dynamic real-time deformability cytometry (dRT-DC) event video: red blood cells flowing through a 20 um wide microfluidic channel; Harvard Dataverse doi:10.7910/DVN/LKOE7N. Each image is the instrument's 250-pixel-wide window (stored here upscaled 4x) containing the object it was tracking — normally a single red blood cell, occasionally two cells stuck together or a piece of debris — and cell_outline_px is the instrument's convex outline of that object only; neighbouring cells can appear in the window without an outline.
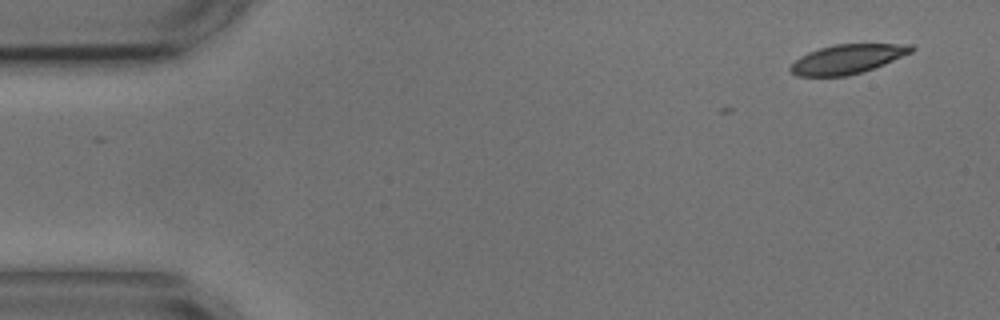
{"species": "common noctule bat (a hibernating species)", "species_latin": "Nyctalus noctula", "temperature_condition": "cold", "stored_images_in_passage": 2, "camera_frame_rate_fps": 3000, "um_per_image_px": 0.085, "animal": {"sex": "male", "body_mass_g": 17.9, "forearm_length_mm": 54.2}, "frame": {"image": 1, "passage_image": 2, "time_ms": 1.0, "image_size_px": [1000, 320], "cell_outline_px": [[916, 48], [912, 52], [884, 64], [860, 72], [844, 76], [796, 76], [788, 68], [800, 56], [808, 52], [820, 48], [836, 44], [912, 44]], "centroid_in_image_um": [72.03, 5.01], "position_along_channel_um": 13.0, "area_um2": 20.4}}